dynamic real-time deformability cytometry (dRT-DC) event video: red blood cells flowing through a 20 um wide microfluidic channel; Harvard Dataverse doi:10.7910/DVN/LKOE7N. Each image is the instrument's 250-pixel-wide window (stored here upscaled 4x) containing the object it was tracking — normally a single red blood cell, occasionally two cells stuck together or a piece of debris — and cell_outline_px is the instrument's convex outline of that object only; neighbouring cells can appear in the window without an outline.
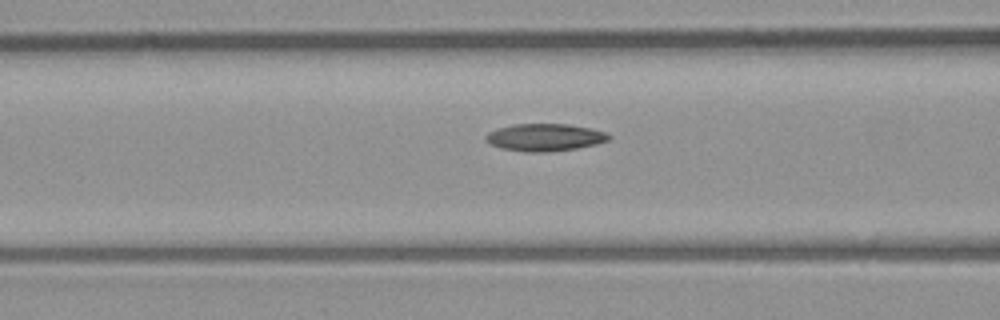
{"species": "common noctule bat (a hibernating species)", "species_latin": "Nyctalus noctula", "temperature_condition": "room temperature", "stored_images_in_passage": 9, "camera_frame_rate_fps": 3000, "um_per_image_px": 0.085, "animal": {"sex": "male", "body_mass_g": 23.1, "forearm_length_mm": 52.7}, "frame": {"image": 1, "passage_image": 7, "time_ms": 2.0, "image_size_px": [1000, 320], "cell_outline_px": [[612, 136], [608, 140], [596, 144], [576, 148], [548, 152], [524, 152], [500, 148], [484, 140], [484, 136], [488, 132], [496, 128], [512, 124], [568, 124], [592, 128], [604, 132]], "centroid_in_image_um": [46.27, 11.67], "position_along_channel_um": 120.3, "area_um2": 19.77}}